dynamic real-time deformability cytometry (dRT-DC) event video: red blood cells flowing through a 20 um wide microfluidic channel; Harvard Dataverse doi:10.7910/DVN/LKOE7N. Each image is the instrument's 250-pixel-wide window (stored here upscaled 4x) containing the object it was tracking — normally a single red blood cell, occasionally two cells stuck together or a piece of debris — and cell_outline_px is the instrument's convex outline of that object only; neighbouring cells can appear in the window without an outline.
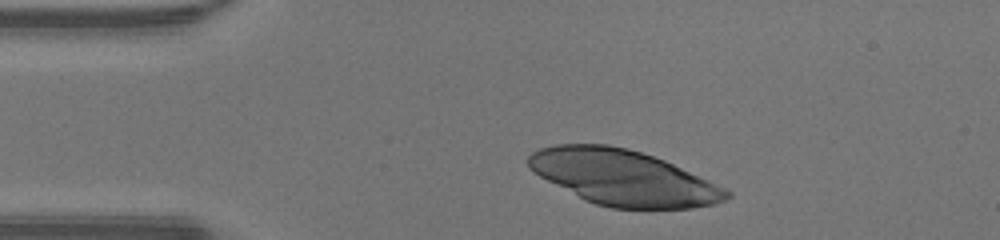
{"species": "human", "species_latin": "Homo sapiens", "temperature_condition": "warm", "stored_images_in_passage": 30, "camera_frame_rate_fps": 3000, "um_per_image_px": 0.085, "donor": {"sex": "male"}, "frame": {"image": 1, "passage_image": 1, "time_ms": 0.0, "image_size_px": [1000, 240], "cell_outline_px": [[732, 196], [724, 200], [712, 204], [692, 208], [612, 208], [596, 204], [584, 200], [540, 176], [528, 168], [528, 156], [532, 152], [540, 148], [556, 144], [608, 144], [628, 148], [664, 160], [728, 188], [732, 192]], "centroid_in_image_um": [52.99, 15.09], "position_along_channel_um": 32.0, "area_um2": 63.75}}